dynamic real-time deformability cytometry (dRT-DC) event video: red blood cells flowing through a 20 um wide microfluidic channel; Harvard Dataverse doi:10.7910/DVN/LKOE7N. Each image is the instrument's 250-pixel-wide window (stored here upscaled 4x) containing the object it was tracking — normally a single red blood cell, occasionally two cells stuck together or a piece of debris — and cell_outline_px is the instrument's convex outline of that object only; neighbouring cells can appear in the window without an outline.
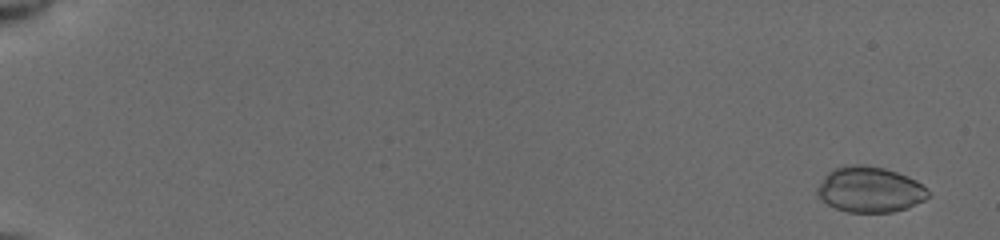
{"species": "common noctule bat (a hibernating species)", "species_latin": "Nyctalus noctula", "temperature_condition": "cold", "stored_images_in_passage": 55, "camera_frame_rate_fps": 3000, "um_per_image_px": 0.085, "animal": {"sex": "female", "body_mass_g": 19.5, "forearm_length_mm": 54.1}, "frame": {"image": 1, "passage_image": 3, "time_ms": 0.667, "image_size_px": [1000, 240], "cell_outline_px": [[928, 196], [924, 200], [908, 208], [892, 212], [848, 212], [836, 208], [828, 204], [816, 196], [816, 188], [824, 176], [828, 172], [836, 168], [856, 164], [864, 164], [884, 168], [908, 176], [916, 180], [928, 188]], "centroid_in_image_um": [73.93, 16.11], "position_along_channel_um": 11.1, "area_um2": 29.54}}
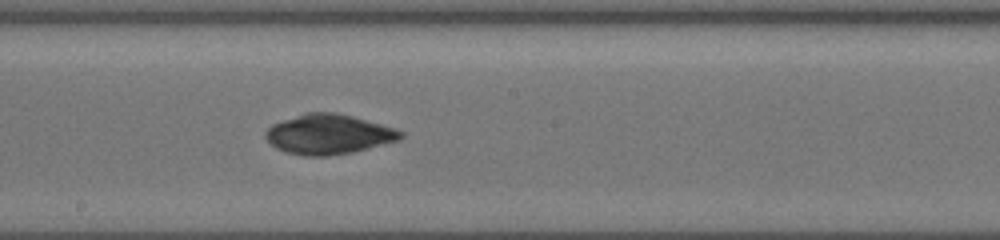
{"frame": {"image": 2, "passage_image": 33, "time_ms": 10.667, "image_size_px": [1000, 240], "cell_outline_px": [[404, 136], [400, 140], [352, 152], [328, 156], [304, 156], [284, 152], [276, 148], [264, 136], [264, 132], [272, 124], [308, 112], [336, 112], [352, 116], [396, 128], [404, 132]], "centroid_in_image_um": [27.94, 11.42], "position_along_channel_um": 220.3, "area_um2": 31.39}}
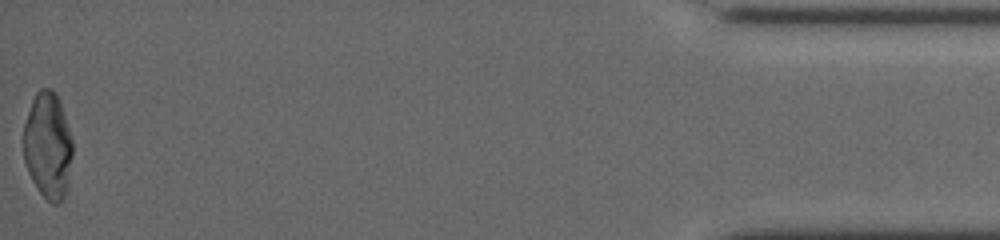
{"frame": {"image": 3, "passage_image": 55, "time_ms": 18.0, "image_size_px": [1000, 240], "cell_outline_px": [[72, 156], [64, 196], [60, 204], [52, 204], [36, 188], [28, 172], [24, 160], [24, 124], [32, 100], [36, 92], [40, 88], [52, 88], [56, 92], [60, 100], [72, 140]], "centroid_in_image_um": [4.06, 12.34], "position_along_channel_um": 431.1, "area_um2": 30.35}, "authors_computed_cell_mechanics": {"area_um2": 29.9982, "velocity_mm_per_s": 3.9488, "shape_relaxation_time_tau1_ms": null, "shape_relaxation_time_tau2_ms": 1.5132, "deformation_change_tau1": null, "deformation_change_tau2": 0.0403}}